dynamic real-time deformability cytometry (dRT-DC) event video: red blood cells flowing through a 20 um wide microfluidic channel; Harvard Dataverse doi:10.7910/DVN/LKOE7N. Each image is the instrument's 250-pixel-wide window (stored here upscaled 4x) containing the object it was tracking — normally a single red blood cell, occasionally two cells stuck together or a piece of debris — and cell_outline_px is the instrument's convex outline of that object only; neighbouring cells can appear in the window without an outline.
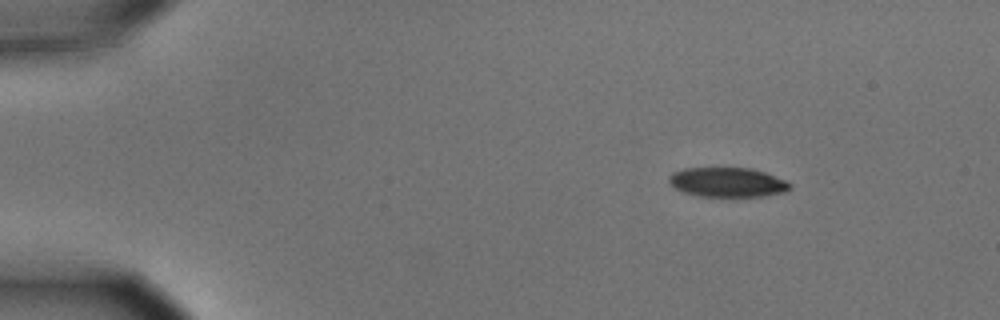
{"species": "common noctule bat (a hibernating species)", "species_latin": "Nyctalus noctula", "temperature_condition": "cold", "stored_images_in_passage": 7, "camera_frame_rate_fps": 3000, "um_per_image_px": 0.085, "animal": {"sex": "male", "body_mass_g": 15.6}, "frame": {"image": 1, "passage_image": 1, "time_ms": 0.0, "image_size_px": [1000, 320], "cell_outline_px": [[792, 188], [784, 192], [764, 196], [736, 200], [700, 196], [684, 192], [676, 188], [668, 180], [668, 176], [672, 172], [684, 168], [752, 168], [764, 172], [784, 180], [792, 184]], "centroid_in_image_um": [61.86, 15.54], "position_along_channel_um": 23.1, "area_um2": 21.62}}
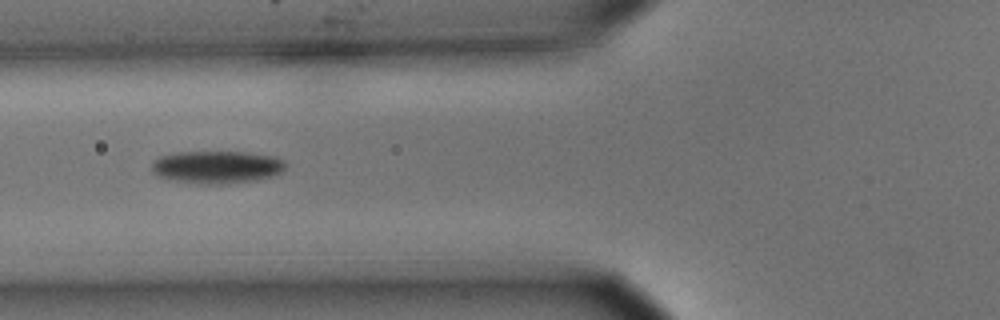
{"frame": {"image": 2, "passage_image": 5, "time_ms": 1.333, "image_size_px": [1000, 320], "cell_outline_px": [[288, 164], [276, 176], [256, 180], [228, 184], [200, 184], [168, 180], [152, 172], [152, 164], [160, 156], [180, 152], [244, 152], [276, 156], [284, 160]], "centroid_in_image_um": [18.48, 14.21], "position_along_channel_um": 107.3, "area_um2": 25.72}}
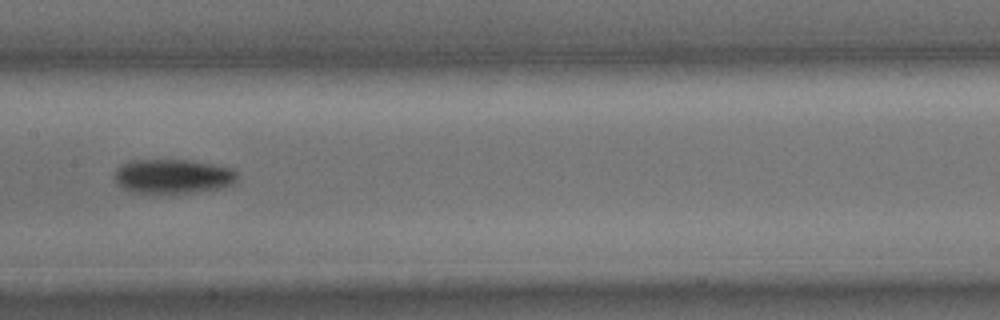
{"frame": {"image": 3, "passage_image": 7, "time_ms": 2.0, "image_size_px": [1000, 320], "cell_outline_px": [[236, 180], [232, 184], [220, 188], [192, 192], [132, 192], [124, 188], [116, 180], [116, 168], [120, 164], [128, 160], [188, 160], [212, 164], [232, 168], [236, 172]], "centroid_in_image_um": [14.69, 14.96], "position_along_channel_um": 192.7, "area_um2": 24.16}}